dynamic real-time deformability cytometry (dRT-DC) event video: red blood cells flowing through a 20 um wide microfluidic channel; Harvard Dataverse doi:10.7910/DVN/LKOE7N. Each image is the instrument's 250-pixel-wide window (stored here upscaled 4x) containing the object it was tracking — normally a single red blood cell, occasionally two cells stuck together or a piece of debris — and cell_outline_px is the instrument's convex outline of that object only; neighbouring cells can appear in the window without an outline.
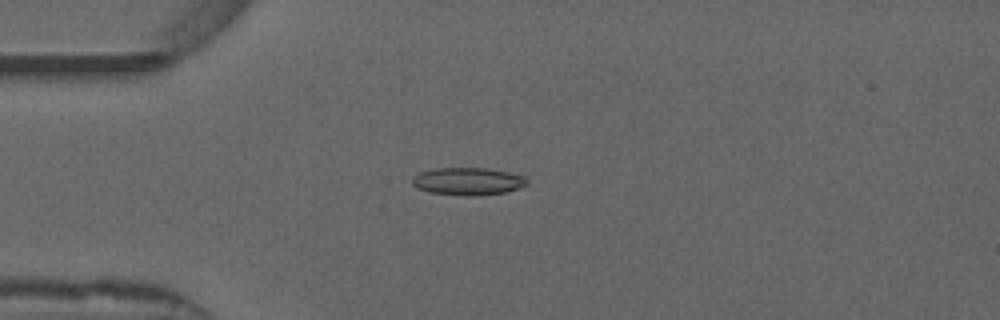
{"species": "common noctule bat (a hibernating species)", "species_latin": "Nyctalus noctula", "temperature_condition": "warm", "stored_images_in_passage": 50, "camera_frame_rate_fps": 3000, "um_per_image_px": 0.085, "animal": {"sex": "male", "forearm_length_mm": 52.5}, "frame": {"image": 1, "passage_image": 11, "time_ms": 3.333, "image_size_px": [1000, 320], "cell_outline_px": [[528, 184], [520, 188], [504, 192], [476, 196], [464, 196], [428, 192], [416, 188], [412, 184], [412, 176], [420, 172], [436, 168], [488, 168], [508, 172], [524, 176], [528, 180]], "centroid_in_image_um": [39.76, 15.41], "position_along_channel_um": 45.2, "area_um2": 18.61}}
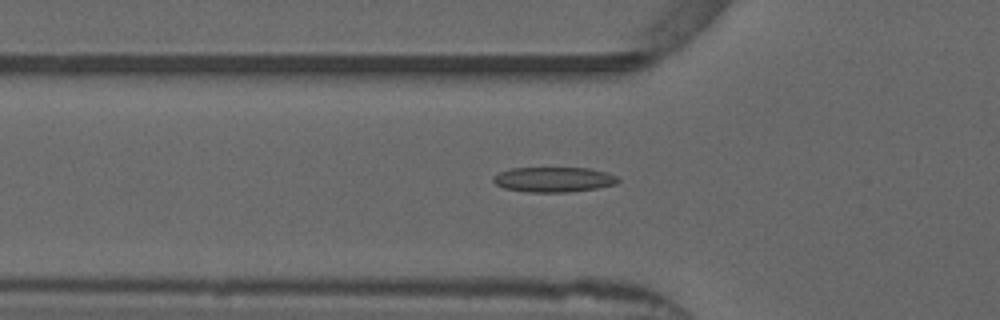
{"frame": {"image": 2, "passage_image": 15, "time_ms": 4.667, "image_size_px": [1000, 320], "cell_outline_px": [[620, 180], [616, 184], [596, 188], [568, 192], [528, 192], [504, 188], [496, 184], [492, 180], [492, 176], [500, 172], [512, 168], [588, 168], [604, 172], [616, 176]], "centroid_in_image_um": [47.03, 15.26], "position_along_channel_um": 78.8, "area_um2": 18.09}}
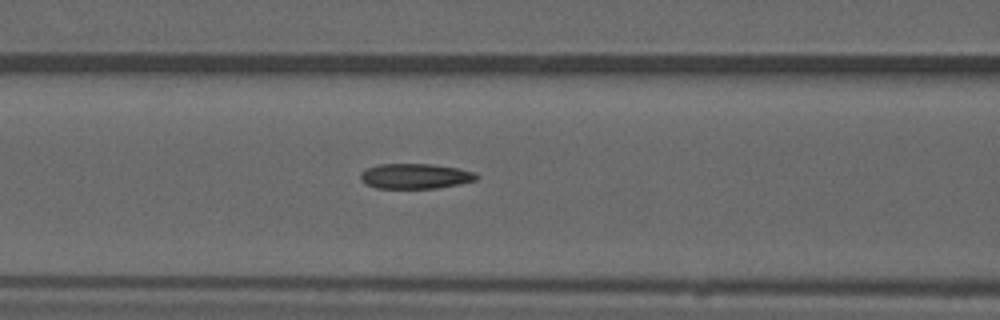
{"frame": {"image": 3, "passage_image": 19, "time_ms": 6.0, "image_size_px": [1000, 320], "cell_outline_px": [[476, 180], [460, 184], [436, 188], [376, 188], [364, 184], [360, 180], [360, 172], [368, 168], [380, 164], [432, 164], [456, 168], [476, 172]], "centroid_in_image_um": [35.26, 14.98], "position_along_channel_um": 131.3, "area_um2": 16.99}, "authors_computed_cell_mechanics": {"area_um2": 17.1377, "velocity_mm_per_s": 3.8823, "shape_relaxation_time_tau1_ms": null, "shape_relaxation_time_tau2_ms": 4.7003, "deformation_change_tau1": null, "deformation_change_tau2": 0.1286}}